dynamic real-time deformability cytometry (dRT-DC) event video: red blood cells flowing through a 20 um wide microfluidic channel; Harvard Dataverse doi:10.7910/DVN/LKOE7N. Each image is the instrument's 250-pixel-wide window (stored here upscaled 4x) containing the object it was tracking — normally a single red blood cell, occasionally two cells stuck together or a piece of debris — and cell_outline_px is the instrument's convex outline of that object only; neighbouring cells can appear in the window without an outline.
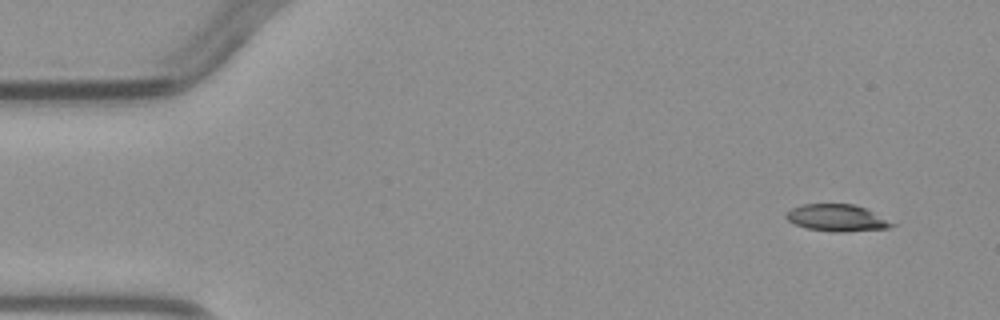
{"species": "common noctule bat (a hibernating species)", "species_latin": "Nyctalus noctula", "temperature_condition": "warm", "stored_images_in_passage": 4, "camera_frame_rate_fps": 3000, "um_per_image_px": 0.085, "animal": {"sex": "male", "body_mass_g": 23.1, "forearm_length_mm": 52.7}, "frame": {"image": 1, "passage_image": 1, "time_ms": 0.0, "image_size_px": [1000, 320], "cell_outline_px": [[896, 224], [888, 228], [840, 232], [808, 228], [796, 224], [788, 220], [784, 216], [792, 208], [800, 204], [852, 204], [864, 208]], "centroid_in_image_um": [71.11, 18.51], "position_along_channel_um": 13.9, "area_um2": 16.13}}
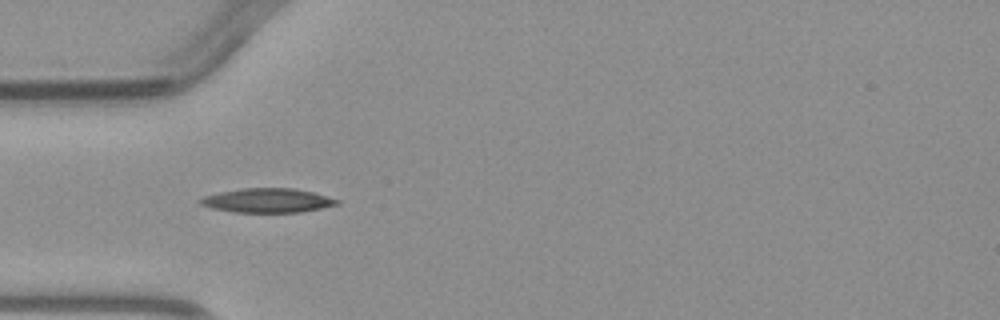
{"frame": {"image": 2, "passage_image": 4, "time_ms": 3.667, "image_size_px": [1000, 320], "cell_outline_px": [[340, 200], [336, 204], [320, 208], [300, 212], [236, 212], [212, 208], [200, 204], [200, 200], [204, 196], [220, 192], [244, 188], [292, 188], [312, 192]], "centroid_in_image_um": [22.72, 17.04], "position_along_channel_um": 62.3, "area_um2": 18.9}}